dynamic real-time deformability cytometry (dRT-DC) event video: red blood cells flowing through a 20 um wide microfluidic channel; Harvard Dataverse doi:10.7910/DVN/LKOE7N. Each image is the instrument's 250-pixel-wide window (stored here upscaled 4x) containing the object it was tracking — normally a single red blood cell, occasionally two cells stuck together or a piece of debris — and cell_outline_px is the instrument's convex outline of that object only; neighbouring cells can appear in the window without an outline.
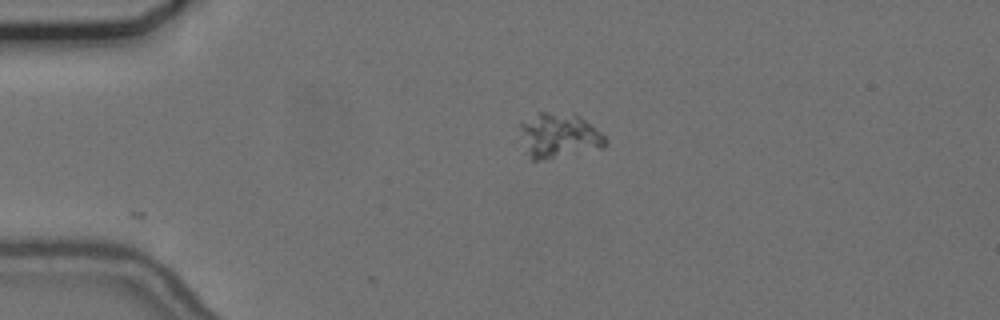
{"species": "common noctule bat (a hibernating species)", "species_latin": "Nyctalus noctula", "temperature_condition": "cold", "stored_images_in_passage": 3, "camera_frame_rate_fps": 3000, "um_per_image_px": 0.085, "animal": {"sex": "female", "body_mass_g": 24.6, "forearm_length_mm": 56.2}, "frame": {"image": 1, "passage_image": 1, "time_ms": 0.0, "image_size_px": [1000, 320], "cell_outline_px": [[608, 140], [604, 148], [544, 160], [528, 160], [524, 152], [520, 128], [520, 124], [540, 112], [576, 112], [596, 128]], "centroid_in_image_um": [47.52, 11.54], "position_along_channel_um": 37.5, "area_um2": 22.83}}